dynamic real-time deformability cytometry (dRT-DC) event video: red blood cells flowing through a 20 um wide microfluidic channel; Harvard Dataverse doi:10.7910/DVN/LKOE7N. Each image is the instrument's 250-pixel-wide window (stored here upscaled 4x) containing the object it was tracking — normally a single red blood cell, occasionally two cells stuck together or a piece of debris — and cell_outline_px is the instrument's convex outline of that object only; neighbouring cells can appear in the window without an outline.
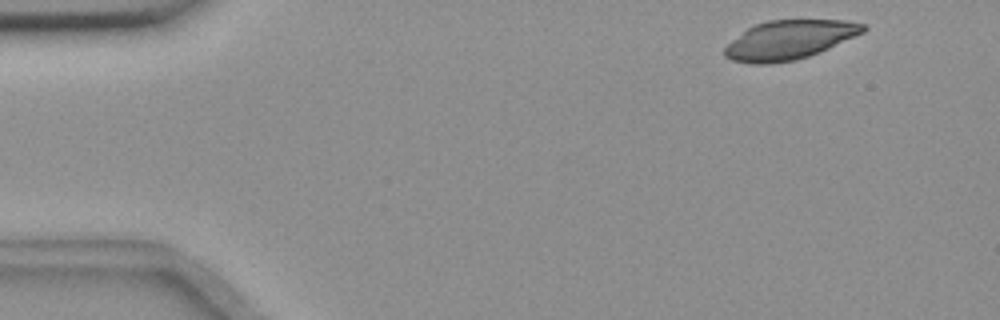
{"species": "common noctule bat (a hibernating species)", "species_latin": "Nyctalus noctula", "temperature_condition": "room temperature", "stored_images_in_passage": 53, "camera_frame_rate_fps": 3000, "um_per_image_px": 0.085, "animal": {"sex": "female", "body_mass_g": 18.4}, "frame": {"image": 1, "passage_image": 3, "time_ms": 0.667, "image_size_px": [1000, 320], "cell_outline_px": [[868, 28], [864, 32], [820, 52], [808, 56], [792, 60], [768, 64], [756, 64], [732, 60], [724, 56], [724, 48], [732, 40], [748, 28], [756, 24], [768, 20], [848, 20], [864, 24]], "centroid_in_image_um": [67.11, 3.38], "position_along_channel_um": 17.9, "area_um2": 31.27}}
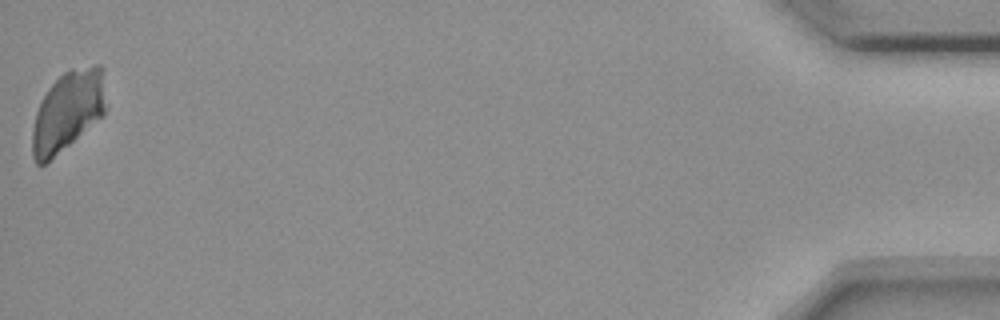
{"frame": {"image": 2, "passage_image": 53, "time_ms": 17.333, "image_size_px": [1000, 320], "cell_outline_px": [[104, 116], [44, 164], [36, 164], [32, 156], [32, 128], [36, 112], [48, 88], [64, 72], [72, 68], [96, 64], [100, 64], [104, 68]], "centroid_in_image_um": [5.77, 9.41], "position_along_channel_um": 429.4, "area_um2": 34.16}}